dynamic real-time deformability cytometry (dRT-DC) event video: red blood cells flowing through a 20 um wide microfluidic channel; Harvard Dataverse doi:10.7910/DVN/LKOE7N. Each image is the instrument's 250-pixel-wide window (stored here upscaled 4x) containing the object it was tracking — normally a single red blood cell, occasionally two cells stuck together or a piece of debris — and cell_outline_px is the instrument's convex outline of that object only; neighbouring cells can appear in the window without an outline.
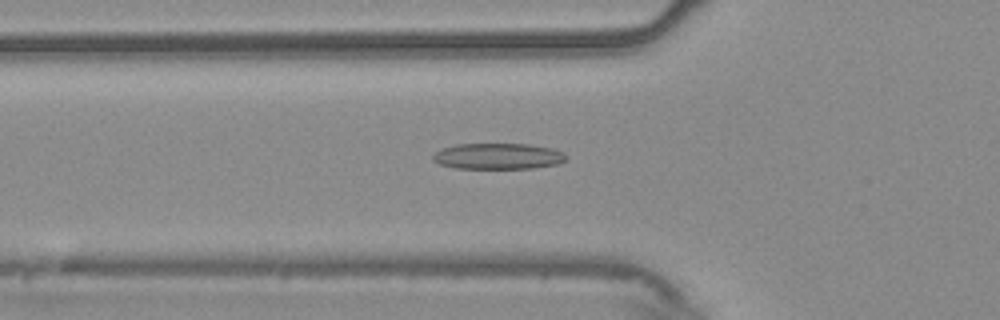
{"species": "common noctule bat (a hibernating species)", "species_latin": "Nyctalus noctula", "temperature_condition": "warm", "stored_images_in_passage": 41, "camera_frame_rate_fps": 3000, "um_per_image_px": 0.085, "animal": {"sex": "male", "body_mass_g": 20.4}, "frame": {"image": 1, "passage_image": 6, "time_ms": 1.667, "image_size_px": [1000, 320], "cell_outline_px": [[568, 156], [560, 164], [532, 168], [456, 168], [440, 164], [432, 160], [432, 156], [440, 148], [456, 144], [528, 144], [552, 148], [564, 152]], "centroid_in_image_um": [42.34, 13.27], "position_along_channel_um": 83.5, "area_um2": 20.29}}
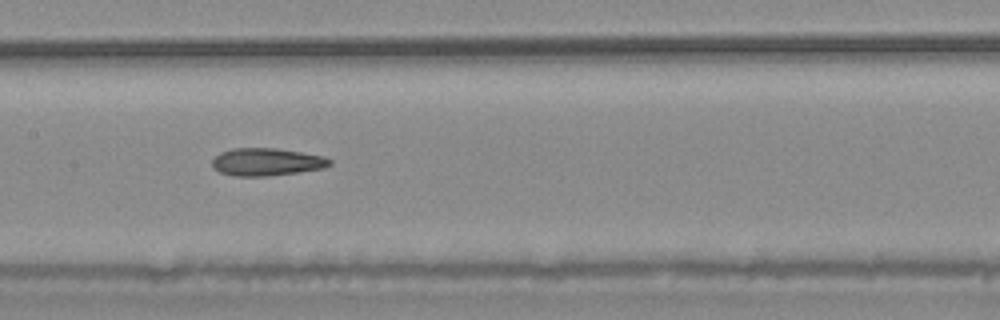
{"frame": {"image": 2, "passage_image": 14, "time_ms": 4.333, "image_size_px": [1000, 320], "cell_outline_px": [[332, 164], [324, 168], [268, 176], [232, 176], [220, 172], [212, 168], [212, 160], [220, 152], [232, 148], [276, 148], [324, 156], [332, 160]], "centroid_in_image_um": [22.64, 13.76], "position_along_channel_um": 184.8, "area_um2": 18.96}}
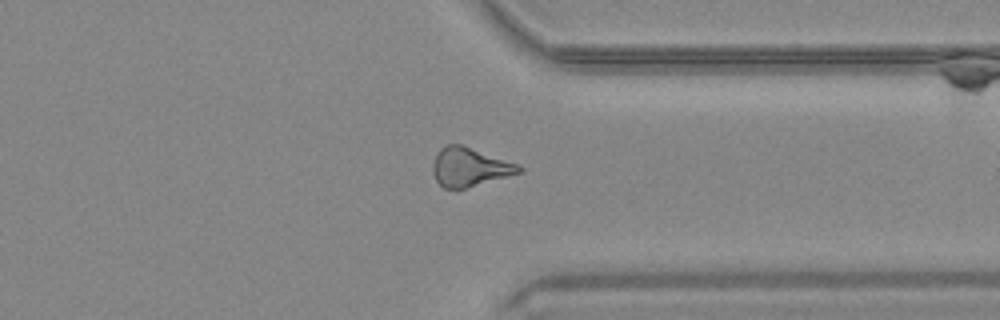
{"frame": {"image": 3, "passage_image": 29, "time_ms": 9.333, "image_size_px": [1000, 320], "cell_outline_px": [[524, 168], [520, 172], [464, 188], [444, 188], [436, 180], [432, 172], [432, 164], [436, 152], [444, 144], [460, 144], [520, 164]], "centroid_in_image_um": [39.88, 14.17], "position_along_channel_um": 371.5, "area_um2": 19.31}, "authors_computed_cell_mechanics": {"area_um2": 19.1318, "velocity_mm_per_s": 3.7574, "shape_relaxation_time_tau1_ms": null, "shape_relaxation_time_tau2_ms": 4.4833, "deformation_change_tau1": null, "deformation_change_tau2": 0.1478}}